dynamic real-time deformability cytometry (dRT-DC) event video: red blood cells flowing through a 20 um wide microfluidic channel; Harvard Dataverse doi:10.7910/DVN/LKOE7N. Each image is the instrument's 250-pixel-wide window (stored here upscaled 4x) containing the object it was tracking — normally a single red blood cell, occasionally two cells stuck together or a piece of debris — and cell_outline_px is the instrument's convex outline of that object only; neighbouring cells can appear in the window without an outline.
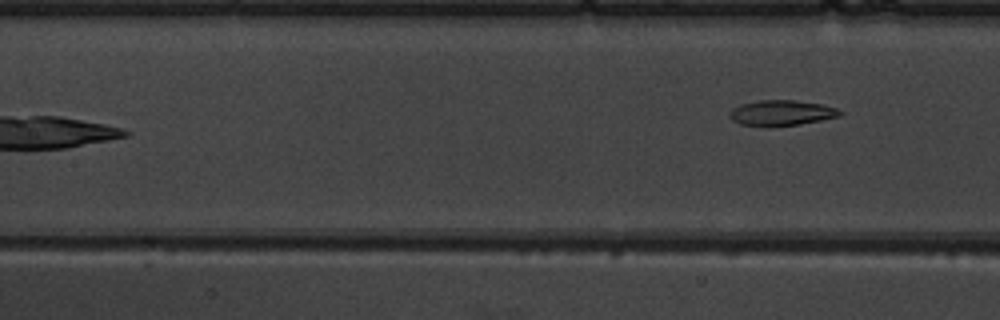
{"species": "common noctule bat (a hibernating species)", "species_latin": "Nyctalus noctula", "temperature_condition": "warm", "stored_images_in_passage": 6, "camera_frame_rate_fps": 3000, "um_per_image_px": 0.085, "animal": {"sex": "male", "body_mass_g": 19.5, "forearm_length_mm": 54.6}, "frame": {"image": 1, "passage_image": 6, "time_ms": 5.667, "image_size_px": [1000, 320], "cell_outline_px": [[844, 112], [840, 116], [800, 124], [740, 124], [732, 120], [728, 116], [728, 112], [732, 108], [740, 104], [760, 100], [792, 100], [820, 104], [836, 108]], "centroid_in_image_um": [66.41, 9.56], "position_along_channel_um": 141.0, "area_um2": 15.78}}